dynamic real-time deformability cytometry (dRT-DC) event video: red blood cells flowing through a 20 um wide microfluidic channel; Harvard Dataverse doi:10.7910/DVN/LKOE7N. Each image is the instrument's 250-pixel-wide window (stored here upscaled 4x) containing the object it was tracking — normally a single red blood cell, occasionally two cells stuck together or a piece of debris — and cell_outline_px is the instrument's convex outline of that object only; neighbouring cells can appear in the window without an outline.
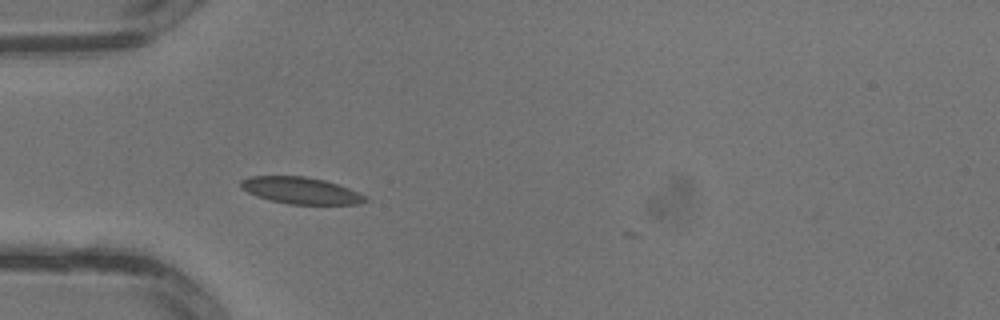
{"species": "common noctule bat (a hibernating species)", "species_latin": "Nyctalus noctula", "temperature_condition": "warm", "stored_images_in_passage": 1, "camera_frame_rate_fps": 3000, "um_per_image_px": 0.085, "animal": {"sex": "male", "body_mass_g": 13.3}, "frame": {"image": 1, "passage_image": 1, "time_ms": 0.0, "image_size_px": [1000, 320], "cell_outline_px": [[368, 200], [356, 204], [288, 204], [256, 196], [240, 188], [240, 180], [248, 176], [304, 176], [324, 180], [348, 188], [368, 196]], "centroid_in_image_um": [25.54, 16.19], "position_along_channel_um": 59.5, "area_um2": 19.31}}